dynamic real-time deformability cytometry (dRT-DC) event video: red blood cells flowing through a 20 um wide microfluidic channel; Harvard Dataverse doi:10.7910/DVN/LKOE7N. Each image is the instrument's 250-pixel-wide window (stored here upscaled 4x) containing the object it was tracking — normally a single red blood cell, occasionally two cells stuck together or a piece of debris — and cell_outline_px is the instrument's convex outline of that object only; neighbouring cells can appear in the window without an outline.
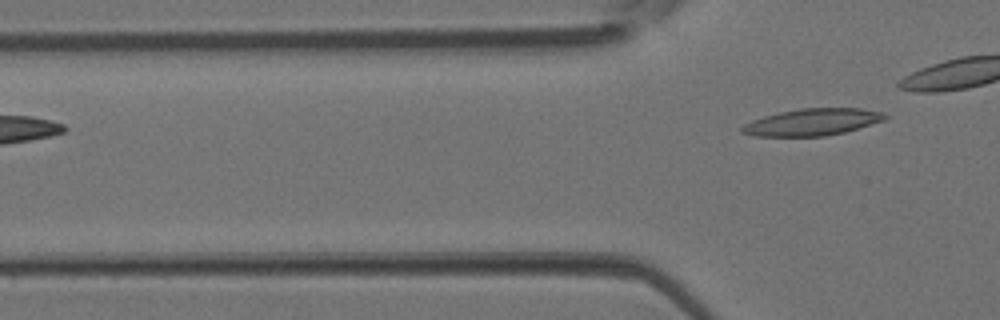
{"species": "Egyptian fruit bat (a non-hibernating species)", "species_latin": "Rousettus aegyptiacus", "temperature_condition": "room temperature", "stored_images_in_passage": 3, "camera_frame_rate_fps": 3000, "um_per_image_px": 0.085, "animal": {"sex": "female"}, "frame": {"image": 1, "passage_image": 3, "time_ms": 0.667, "image_size_px": [1000, 320], "cell_outline_px": [[888, 116], [884, 120], [844, 132], [824, 136], [752, 136], [740, 132], [740, 128], [744, 124], [752, 120], [764, 116], [780, 112], [800, 108], [860, 108], [884, 112]], "centroid_in_image_um": [69.02, 10.37], "position_along_channel_um": 56.8, "area_um2": 22.37}}